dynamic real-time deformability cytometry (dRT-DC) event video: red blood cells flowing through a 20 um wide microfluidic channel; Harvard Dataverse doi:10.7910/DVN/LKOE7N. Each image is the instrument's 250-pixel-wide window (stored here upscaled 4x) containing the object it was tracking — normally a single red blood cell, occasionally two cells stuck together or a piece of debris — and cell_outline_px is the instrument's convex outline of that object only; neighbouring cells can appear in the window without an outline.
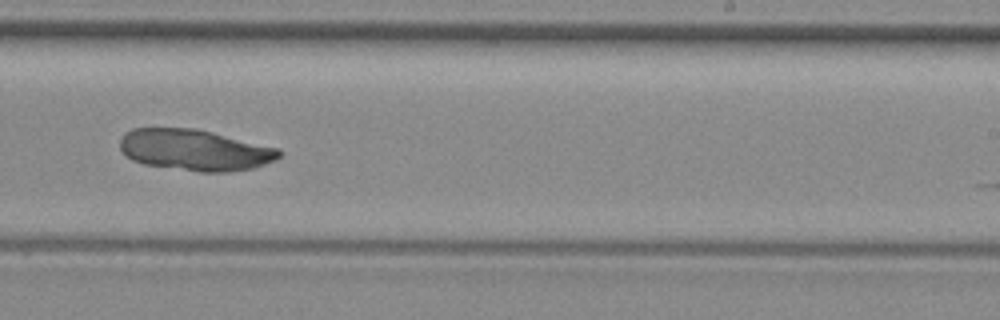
{"species": "common noctule bat (a hibernating species)", "species_latin": "Nyctalus noctula", "temperature_condition": "room temperature", "stored_images_in_passage": 43, "camera_frame_rate_fps": 3000, "um_per_image_px": 0.085, "animal": {"sex": "female", "body_mass_g": 29.2, "forearm_length_mm": 56.3}, "frame": {"image": 1, "passage_image": 28, "time_ms": 9.0, "image_size_px": [1000, 320], "cell_outline_px": [[280, 156], [276, 160], [256, 168], [228, 172], [200, 172], [144, 164], [132, 160], [120, 148], [120, 140], [132, 128], [196, 128], [280, 148]], "centroid_in_image_um": [16.61, 12.75], "position_along_channel_um": 272.4, "area_um2": 38.26}}
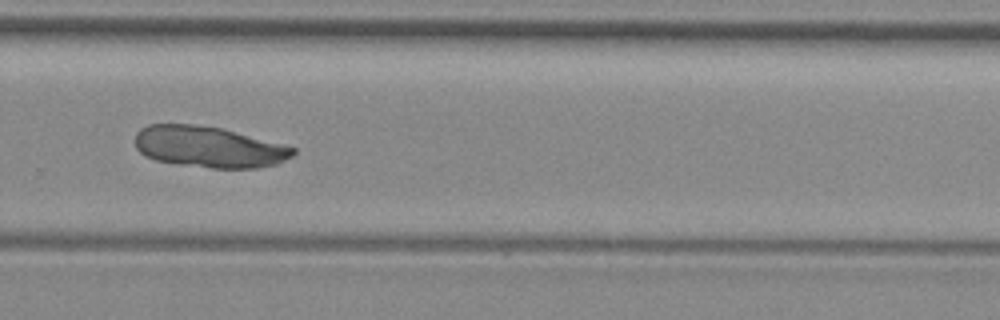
{"frame": {"image": 2, "passage_image": 31, "time_ms": 10.0, "image_size_px": [1000, 320], "cell_outline_px": [[296, 152], [292, 156], [276, 164], [256, 168], [212, 168], [180, 164], [156, 160], [144, 156], [136, 148], [136, 132], [140, 128], [148, 124], [196, 124], [220, 128], [296, 148]], "centroid_in_image_um": [17.71, 12.49], "position_along_channel_um": 312.1, "area_um2": 37.63}}
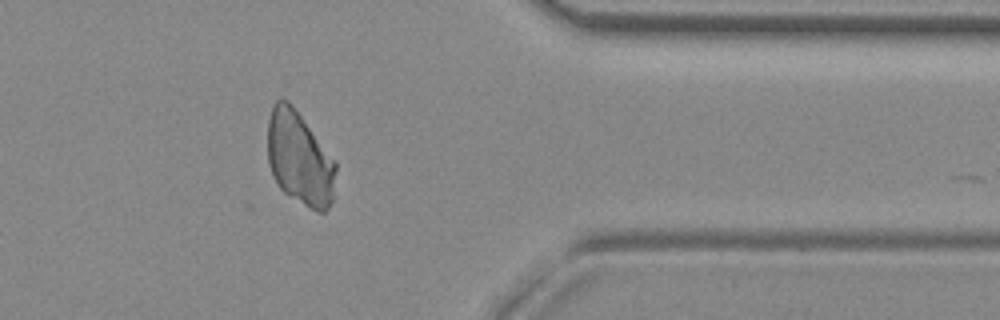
{"frame": {"image": 3, "passage_image": 38, "time_ms": 12.333, "image_size_px": [1000, 320], "cell_outline_px": [[336, 172], [332, 200], [328, 208], [324, 212], [316, 212], [284, 192], [276, 184], [272, 176], [268, 164], [268, 120], [272, 104], [280, 96], [288, 100], [292, 104], [336, 160]], "centroid_in_image_um": [25.45, 13.44], "position_along_channel_um": 385.9, "area_um2": 37.69}}